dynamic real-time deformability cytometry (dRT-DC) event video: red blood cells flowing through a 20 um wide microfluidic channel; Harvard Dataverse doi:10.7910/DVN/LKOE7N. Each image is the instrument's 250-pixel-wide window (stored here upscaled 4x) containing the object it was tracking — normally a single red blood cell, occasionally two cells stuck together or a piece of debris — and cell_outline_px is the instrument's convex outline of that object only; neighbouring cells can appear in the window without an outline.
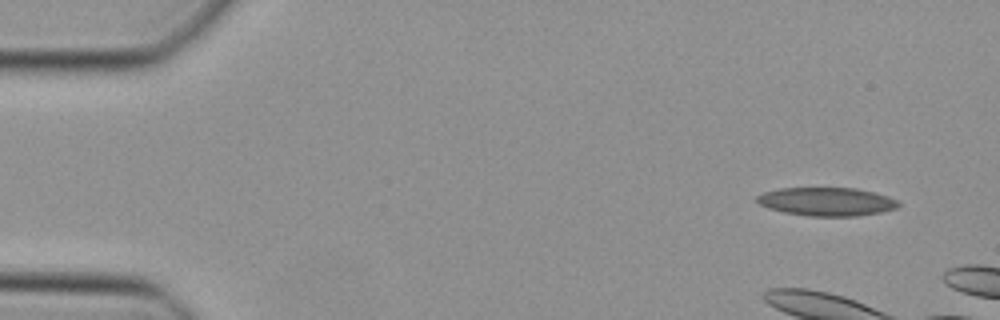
{"species": "Egyptian fruit bat (a non-hibernating species)", "species_latin": "Rousettus aegyptiacus", "temperature_condition": "cold", "stored_images_in_passage": 10, "camera_frame_rate_fps": 3000, "um_per_image_px": 0.085, "animal": {"sex": "female"}, "frame": {"image": 1, "passage_image": 1, "time_ms": 0.0, "image_size_px": [1000, 320], "cell_outline_px": [[900, 204], [896, 208], [880, 212], [856, 216], [808, 216], [784, 212], [768, 208], [760, 204], [756, 200], [756, 196], [764, 192], [776, 188], [856, 188], [876, 192], [900, 200]], "centroid_in_image_um": [70.28, 17.13], "position_along_channel_um": 14.7, "area_um2": 23.58}}